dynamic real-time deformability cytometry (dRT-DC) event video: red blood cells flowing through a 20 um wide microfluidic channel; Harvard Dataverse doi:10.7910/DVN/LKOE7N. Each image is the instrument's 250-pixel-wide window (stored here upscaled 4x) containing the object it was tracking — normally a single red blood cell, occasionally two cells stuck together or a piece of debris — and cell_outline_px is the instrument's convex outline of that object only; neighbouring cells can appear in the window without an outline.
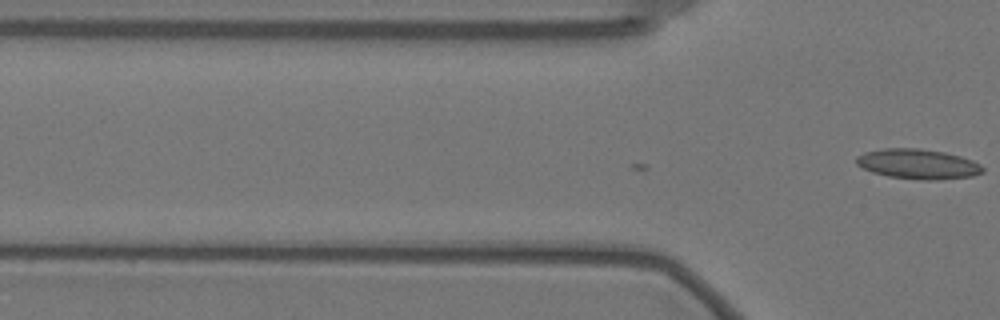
{"species": "Egyptian fruit bat (a non-hibernating species)", "species_latin": "Rousettus aegyptiacus", "temperature_condition": "warm", "stored_images_in_passage": 2, "camera_frame_rate_fps": 3000, "um_per_image_px": 0.085, "animal": {"sex": "female"}, "frame": {"image": 1, "passage_image": 2, "time_ms": 0.333, "image_size_px": [1000, 320], "cell_outline_px": [[984, 172], [972, 176], [936, 180], [920, 180], [888, 176], [872, 172], [856, 164], [856, 156], [864, 152], [884, 148], [920, 148], [944, 152], [960, 156], [972, 160], [980, 164], [984, 168]], "centroid_in_image_um": [78.03, 13.94], "position_along_channel_um": 47.8, "area_um2": 22.14}}